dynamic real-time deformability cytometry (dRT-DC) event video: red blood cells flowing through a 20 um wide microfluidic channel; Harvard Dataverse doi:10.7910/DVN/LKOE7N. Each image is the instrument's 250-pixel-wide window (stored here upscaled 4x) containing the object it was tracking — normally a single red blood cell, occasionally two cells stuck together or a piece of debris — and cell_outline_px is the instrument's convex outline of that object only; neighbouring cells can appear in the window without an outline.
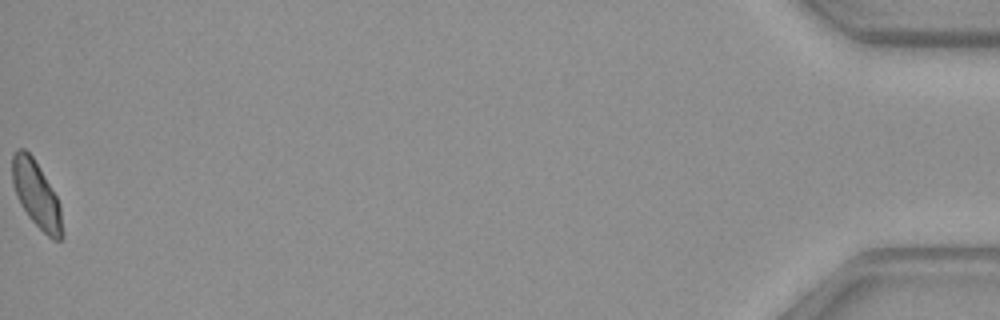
{"species": "common noctule bat (a hibernating species)", "species_latin": "Nyctalus noctula", "temperature_condition": "warm", "stored_images_in_passage": 38, "camera_frame_rate_fps": 3000, "um_per_image_px": 0.085, "animal": {"sex": "female", "body_mass_g": 29.2, "forearm_length_mm": 56.3}, "frame": {"image": 1, "passage_image": 38, "time_ms": 12.333, "image_size_px": [1000, 320], "cell_outline_px": [[64, 236], [60, 240], [52, 240], [28, 216], [20, 204], [16, 196], [12, 184], [12, 156], [16, 148], [24, 148], [32, 156], [56, 196], [60, 204], [64, 232]], "centroid_in_image_um": [3.09, 16.56], "position_along_channel_um": 432.1, "area_um2": 19.36}}